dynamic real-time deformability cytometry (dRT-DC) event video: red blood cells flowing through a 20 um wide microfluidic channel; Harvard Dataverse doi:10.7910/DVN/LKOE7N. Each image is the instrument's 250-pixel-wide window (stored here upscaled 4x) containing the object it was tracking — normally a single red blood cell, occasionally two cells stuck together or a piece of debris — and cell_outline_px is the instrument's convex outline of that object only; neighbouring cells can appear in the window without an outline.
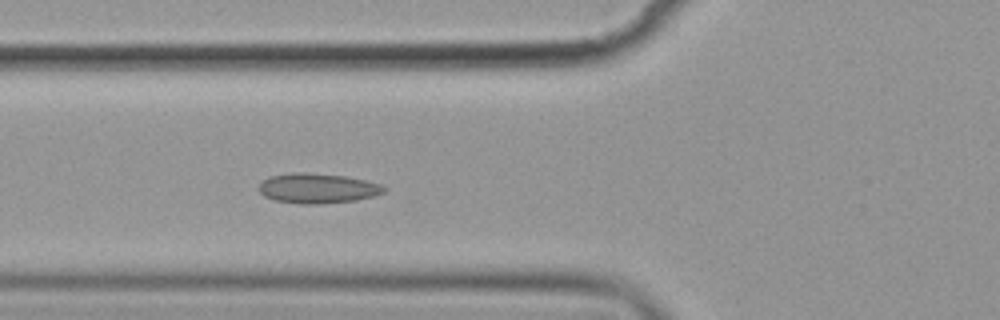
{"species": "common noctule bat (a hibernating species)", "species_latin": "Nyctalus noctula", "temperature_condition": "cold", "stored_images_in_passage": 6, "camera_frame_rate_fps": 3000, "um_per_image_px": 0.085, "animal": {"sex": "female", "body_mass_g": 19.9}, "frame": {"image": 1, "passage_image": 6, "time_ms": 6.0, "image_size_px": [1000, 320], "cell_outline_px": [[388, 188], [384, 192], [372, 196], [356, 200], [320, 204], [300, 204], [276, 200], [264, 196], [260, 192], [260, 184], [268, 176], [292, 172], [304, 172], [344, 176], [364, 180], [380, 184]], "centroid_in_image_um": [26.99, 16.0], "position_along_channel_um": 98.8, "area_um2": 21.73}}